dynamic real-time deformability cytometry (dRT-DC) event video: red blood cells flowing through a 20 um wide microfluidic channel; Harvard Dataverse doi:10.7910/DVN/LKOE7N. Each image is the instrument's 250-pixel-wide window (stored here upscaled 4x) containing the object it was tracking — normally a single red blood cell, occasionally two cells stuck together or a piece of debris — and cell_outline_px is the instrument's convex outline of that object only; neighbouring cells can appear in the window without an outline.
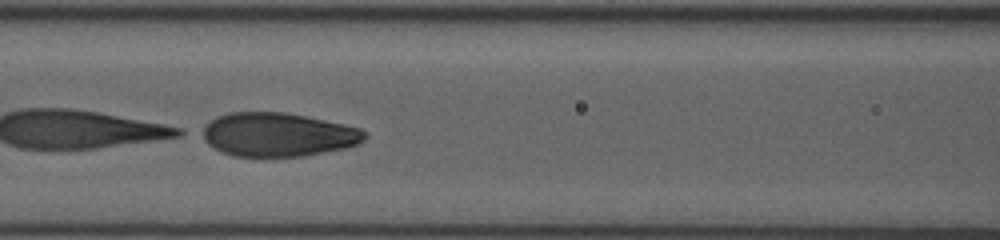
{"species": "human", "species_latin": "Homo sapiens", "temperature_condition": "room temperature", "stored_images_in_passage": 39, "camera_frame_rate_fps": 3000, "um_per_image_px": 0.085, "donor": {"sex": "female"}, "frame": {"image": 1, "passage_image": 11, "time_ms": 3.333, "image_size_px": [1000, 240], "cell_outline_px": [[368, 136], [364, 140], [356, 144], [344, 148], [304, 156], [232, 156], [220, 152], [208, 144], [196, 132], [200, 128], [216, 116], [228, 112], [284, 112], [344, 124], [360, 128], [368, 132]], "centroid_in_image_um": [23.55, 11.44], "position_along_channel_um": 143.0, "area_um2": 41.79}}
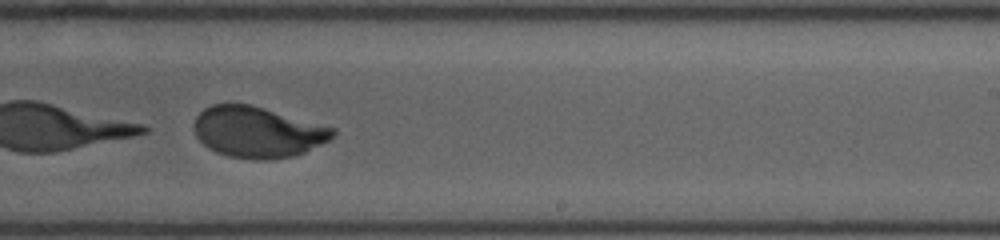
{"frame": {"image": 2, "passage_image": 21, "time_ms": 6.667, "image_size_px": [1000, 240], "cell_outline_px": [[336, 132], [328, 140], [304, 152], [292, 156], [268, 160], [252, 160], [228, 156], [216, 152], [208, 148], [196, 136], [192, 128], [192, 124], [196, 116], [204, 108], [212, 104], [252, 104], [336, 128]], "centroid_in_image_um": [21.86, 11.22], "position_along_channel_um": 267.1, "area_um2": 41.44}}
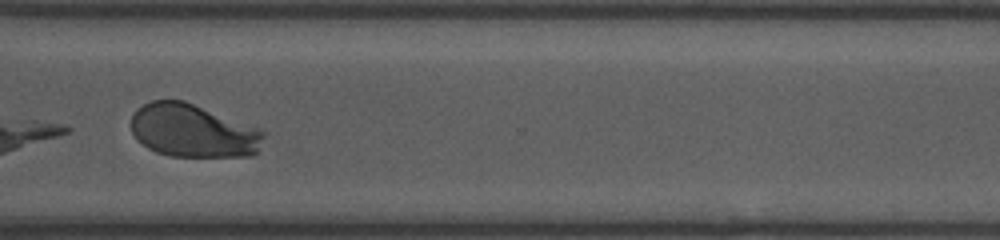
{"frame": {"image": 3, "passage_image": 28, "time_ms": 9.0, "image_size_px": [1000, 240], "cell_outline_px": [[268, 132], [256, 152], [252, 156], [168, 156], [156, 152], [148, 148], [136, 140], [132, 132], [132, 116], [136, 108], [152, 100], [184, 100], [260, 128]], "centroid_in_image_um": [16.42, 11.11], "position_along_channel_um": 354.2, "area_um2": 41.38}, "authors_computed_cell_mechanics": {"area_um2": 43.5812, "velocity_mm_per_s": 3.7281, "shape_relaxation_time_tau1_ms": 1.9025, "shape_relaxation_time_tau2_ms": null, "deformation_change_tau1": 0.3712, "deformation_change_tau2": null}}